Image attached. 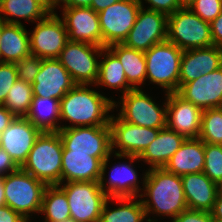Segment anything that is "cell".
<instances>
[{
    "instance_id": "1",
    "label": "cell",
    "mask_w": 222,
    "mask_h": 222,
    "mask_svg": "<svg viewBox=\"0 0 222 222\" xmlns=\"http://www.w3.org/2000/svg\"><path fill=\"white\" fill-rule=\"evenodd\" d=\"M144 195L150 199H141L146 217L149 213L171 216L172 220L187 210V202L181 176L166 171L164 168H149L143 178Z\"/></svg>"
},
{
    "instance_id": "2",
    "label": "cell",
    "mask_w": 222,
    "mask_h": 222,
    "mask_svg": "<svg viewBox=\"0 0 222 222\" xmlns=\"http://www.w3.org/2000/svg\"><path fill=\"white\" fill-rule=\"evenodd\" d=\"M115 101L103 96L88 85H75L60 100V119L72 122L73 126H105L110 125L109 111L117 108Z\"/></svg>"
},
{
    "instance_id": "3",
    "label": "cell",
    "mask_w": 222,
    "mask_h": 222,
    "mask_svg": "<svg viewBox=\"0 0 222 222\" xmlns=\"http://www.w3.org/2000/svg\"><path fill=\"white\" fill-rule=\"evenodd\" d=\"M63 143L58 132H42L20 167L46 185L61 184Z\"/></svg>"
},
{
    "instance_id": "4",
    "label": "cell",
    "mask_w": 222,
    "mask_h": 222,
    "mask_svg": "<svg viewBox=\"0 0 222 222\" xmlns=\"http://www.w3.org/2000/svg\"><path fill=\"white\" fill-rule=\"evenodd\" d=\"M167 41L183 51L213 46L210 23L190 8H180L168 15Z\"/></svg>"
},
{
    "instance_id": "5",
    "label": "cell",
    "mask_w": 222,
    "mask_h": 222,
    "mask_svg": "<svg viewBox=\"0 0 222 222\" xmlns=\"http://www.w3.org/2000/svg\"><path fill=\"white\" fill-rule=\"evenodd\" d=\"M46 184L19 168L4 177L6 205L29 221V213H40Z\"/></svg>"
},
{
    "instance_id": "6",
    "label": "cell",
    "mask_w": 222,
    "mask_h": 222,
    "mask_svg": "<svg viewBox=\"0 0 222 222\" xmlns=\"http://www.w3.org/2000/svg\"><path fill=\"white\" fill-rule=\"evenodd\" d=\"M182 54L183 50L169 41L153 45L144 52L146 79L166 89V94L177 92Z\"/></svg>"
},
{
    "instance_id": "7",
    "label": "cell",
    "mask_w": 222,
    "mask_h": 222,
    "mask_svg": "<svg viewBox=\"0 0 222 222\" xmlns=\"http://www.w3.org/2000/svg\"><path fill=\"white\" fill-rule=\"evenodd\" d=\"M59 186L66 193L72 219L76 222H99L108 199L99 182L70 181Z\"/></svg>"
},
{
    "instance_id": "8",
    "label": "cell",
    "mask_w": 222,
    "mask_h": 222,
    "mask_svg": "<svg viewBox=\"0 0 222 222\" xmlns=\"http://www.w3.org/2000/svg\"><path fill=\"white\" fill-rule=\"evenodd\" d=\"M103 48L68 40L57 59L67 69L76 85H92L98 79L97 58L103 55ZM95 55H98L97 58Z\"/></svg>"
},
{
    "instance_id": "9",
    "label": "cell",
    "mask_w": 222,
    "mask_h": 222,
    "mask_svg": "<svg viewBox=\"0 0 222 222\" xmlns=\"http://www.w3.org/2000/svg\"><path fill=\"white\" fill-rule=\"evenodd\" d=\"M58 133L66 150L93 153L101 162L112 155L110 125L66 127Z\"/></svg>"
},
{
    "instance_id": "10",
    "label": "cell",
    "mask_w": 222,
    "mask_h": 222,
    "mask_svg": "<svg viewBox=\"0 0 222 222\" xmlns=\"http://www.w3.org/2000/svg\"><path fill=\"white\" fill-rule=\"evenodd\" d=\"M144 91L133 89L121 96L120 112L118 116L127 123L141 127L163 129L166 127L167 106H157L151 97Z\"/></svg>"
},
{
    "instance_id": "11",
    "label": "cell",
    "mask_w": 222,
    "mask_h": 222,
    "mask_svg": "<svg viewBox=\"0 0 222 222\" xmlns=\"http://www.w3.org/2000/svg\"><path fill=\"white\" fill-rule=\"evenodd\" d=\"M140 8L137 0H120L98 12L102 47L123 43L127 39Z\"/></svg>"
},
{
    "instance_id": "12",
    "label": "cell",
    "mask_w": 222,
    "mask_h": 222,
    "mask_svg": "<svg viewBox=\"0 0 222 222\" xmlns=\"http://www.w3.org/2000/svg\"><path fill=\"white\" fill-rule=\"evenodd\" d=\"M30 34V54L41 59L58 58L68 41L65 24L56 13L38 21Z\"/></svg>"
},
{
    "instance_id": "13",
    "label": "cell",
    "mask_w": 222,
    "mask_h": 222,
    "mask_svg": "<svg viewBox=\"0 0 222 222\" xmlns=\"http://www.w3.org/2000/svg\"><path fill=\"white\" fill-rule=\"evenodd\" d=\"M167 18L162 12L140 8L127 39V47L148 51L153 45L167 41Z\"/></svg>"
},
{
    "instance_id": "14",
    "label": "cell",
    "mask_w": 222,
    "mask_h": 222,
    "mask_svg": "<svg viewBox=\"0 0 222 222\" xmlns=\"http://www.w3.org/2000/svg\"><path fill=\"white\" fill-rule=\"evenodd\" d=\"M112 153L139 156L152 143L160 129L141 127L123 121L119 116L110 117Z\"/></svg>"
},
{
    "instance_id": "15",
    "label": "cell",
    "mask_w": 222,
    "mask_h": 222,
    "mask_svg": "<svg viewBox=\"0 0 222 222\" xmlns=\"http://www.w3.org/2000/svg\"><path fill=\"white\" fill-rule=\"evenodd\" d=\"M76 84L57 58L42 59V65L32 83L33 97L61 100Z\"/></svg>"
},
{
    "instance_id": "16",
    "label": "cell",
    "mask_w": 222,
    "mask_h": 222,
    "mask_svg": "<svg viewBox=\"0 0 222 222\" xmlns=\"http://www.w3.org/2000/svg\"><path fill=\"white\" fill-rule=\"evenodd\" d=\"M41 133L26 117H15L1 133L0 147L21 167Z\"/></svg>"
},
{
    "instance_id": "17",
    "label": "cell",
    "mask_w": 222,
    "mask_h": 222,
    "mask_svg": "<svg viewBox=\"0 0 222 222\" xmlns=\"http://www.w3.org/2000/svg\"><path fill=\"white\" fill-rule=\"evenodd\" d=\"M166 96V127L185 138H198L203 111L177 92L168 93Z\"/></svg>"
},
{
    "instance_id": "18",
    "label": "cell",
    "mask_w": 222,
    "mask_h": 222,
    "mask_svg": "<svg viewBox=\"0 0 222 222\" xmlns=\"http://www.w3.org/2000/svg\"><path fill=\"white\" fill-rule=\"evenodd\" d=\"M68 40L102 47V32L98 13L90 7L62 8Z\"/></svg>"
},
{
    "instance_id": "19",
    "label": "cell",
    "mask_w": 222,
    "mask_h": 222,
    "mask_svg": "<svg viewBox=\"0 0 222 222\" xmlns=\"http://www.w3.org/2000/svg\"><path fill=\"white\" fill-rule=\"evenodd\" d=\"M177 93L202 111L217 108L222 101V66L183 84Z\"/></svg>"
},
{
    "instance_id": "20",
    "label": "cell",
    "mask_w": 222,
    "mask_h": 222,
    "mask_svg": "<svg viewBox=\"0 0 222 222\" xmlns=\"http://www.w3.org/2000/svg\"><path fill=\"white\" fill-rule=\"evenodd\" d=\"M221 66V47L213 45L183 51L180 63L179 88L183 84L196 80L201 75L213 72Z\"/></svg>"
},
{
    "instance_id": "21",
    "label": "cell",
    "mask_w": 222,
    "mask_h": 222,
    "mask_svg": "<svg viewBox=\"0 0 222 222\" xmlns=\"http://www.w3.org/2000/svg\"><path fill=\"white\" fill-rule=\"evenodd\" d=\"M185 137L167 127L160 129L156 139L139 155L114 154L118 158H128L130 163L143 160L150 168H163L172 155L181 147Z\"/></svg>"
},
{
    "instance_id": "22",
    "label": "cell",
    "mask_w": 222,
    "mask_h": 222,
    "mask_svg": "<svg viewBox=\"0 0 222 222\" xmlns=\"http://www.w3.org/2000/svg\"><path fill=\"white\" fill-rule=\"evenodd\" d=\"M184 196L190 210L211 212L218 195V186L204 172L181 176Z\"/></svg>"
},
{
    "instance_id": "23",
    "label": "cell",
    "mask_w": 222,
    "mask_h": 222,
    "mask_svg": "<svg viewBox=\"0 0 222 222\" xmlns=\"http://www.w3.org/2000/svg\"><path fill=\"white\" fill-rule=\"evenodd\" d=\"M102 162L93 153H80L63 147L61 185L63 181L99 182Z\"/></svg>"
},
{
    "instance_id": "24",
    "label": "cell",
    "mask_w": 222,
    "mask_h": 222,
    "mask_svg": "<svg viewBox=\"0 0 222 222\" xmlns=\"http://www.w3.org/2000/svg\"><path fill=\"white\" fill-rule=\"evenodd\" d=\"M110 156H108L101 166V177L99 180V185L108 198H122V197H139V185L137 179L136 170L133 169L131 164H120L112 168L110 178L105 186L104 180L105 172L107 169L108 161Z\"/></svg>"
},
{
    "instance_id": "25",
    "label": "cell",
    "mask_w": 222,
    "mask_h": 222,
    "mask_svg": "<svg viewBox=\"0 0 222 222\" xmlns=\"http://www.w3.org/2000/svg\"><path fill=\"white\" fill-rule=\"evenodd\" d=\"M204 163V142L200 138H186L163 168L170 173L183 176L203 172Z\"/></svg>"
},
{
    "instance_id": "26",
    "label": "cell",
    "mask_w": 222,
    "mask_h": 222,
    "mask_svg": "<svg viewBox=\"0 0 222 222\" xmlns=\"http://www.w3.org/2000/svg\"><path fill=\"white\" fill-rule=\"evenodd\" d=\"M30 34L23 24H10L3 21L1 34V62L16 63L30 55Z\"/></svg>"
},
{
    "instance_id": "27",
    "label": "cell",
    "mask_w": 222,
    "mask_h": 222,
    "mask_svg": "<svg viewBox=\"0 0 222 222\" xmlns=\"http://www.w3.org/2000/svg\"><path fill=\"white\" fill-rule=\"evenodd\" d=\"M123 66L127 82L133 89H139L146 80L147 65L143 51L127 47L123 43L107 47Z\"/></svg>"
},
{
    "instance_id": "28",
    "label": "cell",
    "mask_w": 222,
    "mask_h": 222,
    "mask_svg": "<svg viewBox=\"0 0 222 222\" xmlns=\"http://www.w3.org/2000/svg\"><path fill=\"white\" fill-rule=\"evenodd\" d=\"M26 118L42 132H58L61 129V125L57 124L60 120V100L33 97Z\"/></svg>"
},
{
    "instance_id": "29",
    "label": "cell",
    "mask_w": 222,
    "mask_h": 222,
    "mask_svg": "<svg viewBox=\"0 0 222 222\" xmlns=\"http://www.w3.org/2000/svg\"><path fill=\"white\" fill-rule=\"evenodd\" d=\"M0 15L5 23L22 24L19 19H12L6 15L13 16L27 21H41L50 12L37 0H2L0 4Z\"/></svg>"
},
{
    "instance_id": "30",
    "label": "cell",
    "mask_w": 222,
    "mask_h": 222,
    "mask_svg": "<svg viewBox=\"0 0 222 222\" xmlns=\"http://www.w3.org/2000/svg\"><path fill=\"white\" fill-rule=\"evenodd\" d=\"M104 58L99 61L98 79L95 85L122 89L124 95L133 88L128 84L122 64L118 58L107 48H103Z\"/></svg>"
},
{
    "instance_id": "31",
    "label": "cell",
    "mask_w": 222,
    "mask_h": 222,
    "mask_svg": "<svg viewBox=\"0 0 222 222\" xmlns=\"http://www.w3.org/2000/svg\"><path fill=\"white\" fill-rule=\"evenodd\" d=\"M116 200L121 204L115 209H108V201ZM136 197L108 198L105 202L99 222H143L146 220V213L141 199L135 200Z\"/></svg>"
},
{
    "instance_id": "32",
    "label": "cell",
    "mask_w": 222,
    "mask_h": 222,
    "mask_svg": "<svg viewBox=\"0 0 222 222\" xmlns=\"http://www.w3.org/2000/svg\"><path fill=\"white\" fill-rule=\"evenodd\" d=\"M40 213L45 215V222H61L71 218L65 191L59 185H47Z\"/></svg>"
},
{
    "instance_id": "33",
    "label": "cell",
    "mask_w": 222,
    "mask_h": 222,
    "mask_svg": "<svg viewBox=\"0 0 222 222\" xmlns=\"http://www.w3.org/2000/svg\"><path fill=\"white\" fill-rule=\"evenodd\" d=\"M32 100V84L18 79L10 89L2 105L16 117H26Z\"/></svg>"
},
{
    "instance_id": "34",
    "label": "cell",
    "mask_w": 222,
    "mask_h": 222,
    "mask_svg": "<svg viewBox=\"0 0 222 222\" xmlns=\"http://www.w3.org/2000/svg\"><path fill=\"white\" fill-rule=\"evenodd\" d=\"M198 138L204 143L222 145V113L217 108L202 112Z\"/></svg>"
},
{
    "instance_id": "35",
    "label": "cell",
    "mask_w": 222,
    "mask_h": 222,
    "mask_svg": "<svg viewBox=\"0 0 222 222\" xmlns=\"http://www.w3.org/2000/svg\"><path fill=\"white\" fill-rule=\"evenodd\" d=\"M203 172L216 184L222 179V145L204 143Z\"/></svg>"
},
{
    "instance_id": "36",
    "label": "cell",
    "mask_w": 222,
    "mask_h": 222,
    "mask_svg": "<svg viewBox=\"0 0 222 222\" xmlns=\"http://www.w3.org/2000/svg\"><path fill=\"white\" fill-rule=\"evenodd\" d=\"M42 65V59L35 55L21 58L15 63L18 79L32 84Z\"/></svg>"
},
{
    "instance_id": "37",
    "label": "cell",
    "mask_w": 222,
    "mask_h": 222,
    "mask_svg": "<svg viewBox=\"0 0 222 222\" xmlns=\"http://www.w3.org/2000/svg\"><path fill=\"white\" fill-rule=\"evenodd\" d=\"M189 8L204 21L211 23L222 12V0H196Z\"/></svg>"
},
{
    "instance_id": "38",
    "label": "cell",
    "mask_w": 222,
    "mask_h": 222,
    "mask_svg": "<svg viewBox=\"0 0 222 222\" xmlns=\"http://www.w3.org/2000/svg\"><path fill=\"white\" fill-rule=\"evenodd\" d=\"M18 80L14 63H0V105H2L14 83Z\"/></svg>"
},
{
    "instance_id": "39",
    "label": "cell",
    "mask_w": 222,
    "mask_h": 222,
    "mask_svg": "<svg viewBox=\"0 0 222 222\" xmlns=\"http://www.w3.org/2000/svg\"><path fill=\"white\" fill-rule=\"evenodd\" d=\"M143 8L142 0H137ZM151 6H148V10L158 11L166 14L167 16L180 9L178 0H145Z\"/></svg>"
},
{
    "instance_id": "40",
    "label": "cell",
    "mask_w": 222,
    "mask_h": 222,
    "mask_svg": "<svg viewBox=\"0 0 222 222\" xmlns=\"http://www.w3.org/2000/svg\"><path fill=\"white\" fill-rule=\"evenodd\" d=\"M211 212L187 209L175 217L172 222H212Z\"/></svg>"
},
{
    "instance_id": "41",
    "label": "cell",
    "mask_w": 222,
    "mask_h": 222,
    "mask_svg": "<svg viewBox=\"0 0 222 222\" xmlns=\"http://www.w3.org/2000/svg\"><path fill=\"white\" fill-rule=\"evenodd\" d=\"M20 167L14 162V160L10 157L9 153L0 147V176L5 177L6 172L12 173L18 170Z\"/></svg>"
},
{
    "instance_id": "42",
    "label": "cell",
    "mask_w": 222,
    "mask_h": 222,
    "mask_svg": "<svg viewBox=\"0 0 222 222\" xmlns=\"http://www.w3.org/2000/svg\"><path fill=\"white\" fill-rule=\"evenodd\" d=\"M213 45L222 48V12L210 23Z\"/></svg>"
},
{
    "instance_id": "43",
    "label": "cell",
    "mask_w": 222,
    "mask_h": 222,
    "mask_svg": "<svg viewBox=\"0 0 222 222\" xmlns=\"http://www.w3.org/2000/svg\"><path fill=\"white\" fill-rule=\"evenodd\" d=\"M0 222H28V220L9 206L4 205L0 207Z\"/></svg>"
},
{
    "instance_id": "44",
    "label": "cell",
    "mask_w": 222,
    "mask_h": 222,
    "mask_svg": "<svg viewBox=\"0 0 222 222\" xmlns=\"http://www.w3.org/2000/svg\"><path fill=\"white\" fill-rule=\"evenodd\" d=\"M15 115L0 105V133H2L15 119Z\"/></svg>"
},
{
    "instance_id": "45",
    "label": "cell",
    "mask_w": 222,
    "mask_h": 222,
    "mask_svg": "<svg viewBox=\"0 0 222 222\" xmlns=\"http://www.w3.org/2000/svg\"><path fill=\"white\" fill-rule=\"evenodd\" d=\"M63 2V3H62ZM92 0H58V5L63 4V8L70 7H90Z\"/></svg>"
},
{
    "instance_id": "46",
    "label": "cell",
    "mask_w": 222,
    "mask_h": 222,
    "mask_svg": "<svg viewBox=\"0 0 222 222\" xmlns=\"http://www.w3.org/2000/svg\"><path fill=\"white\" fill-rule=\"evenodd\" d=\"M211 214L214 219L222 220V191L218 192Z\"/></svg>"
},
{
    "instance_id": "47",
    "label": "cell",
    "mask_w": 222,
    "mask_h": 222,
    "mask_svg": "<svg viewBox=\"0 0 222 222\" xmlns=\"http://www.w3.org/2000/svg\"><path fill=\"white\" fill-rule=\"evenodd\" d=\"M118 1L120 0H92L90 8L98 13Z\"/></svg>"
},
{
    "instance_id": "48",
    "label": "cell",
    "mask_w": 222,
    "mask_h": 222,
    "mask_svg": "<svg viewBox=\"0 0 222 222\" xmlns=\"http://www.w3.org/2000/svg\"><path fill=\"white\" fill-rule=\"evenodd\" d=\"M41 3L50 13H55V9L58 5V0H37Z\"/></svg>"
},
{
    "instance_id": "49",
    "label": "cell",
    "mask_w": 222,
    "mask_h": 222,
    "mask_svg": "<svg viewBox=\"0 0 222 222\" xmlns=\"http://www.w3.org/2000/svg\"><path fill=\"white\" fill-rule=\"evenodd\" d=\"M6 205V199L4 194V177L0 176V207Z\"/></svg>"
},
{
    "instance_id": "50",
    "label": "cell",
    "mask_w": 222,
    "mask_h": 222,
    "mask_svg": "<svg viewBox=\"0 0 222 222\" xmlns=\"http://www.w3.org/2000/svg\"><path fill=\"white\" fill-rule=\"evenodd\" d=\"M196 0H178L181 8H189Z\"/></svg>"
},
{
    "instance_id": "51",
    "label": "cell",
    "mask_w": 222,
    "mask_h": 222,
    "mask_svg": "<svg viewBox=\"0 0 222 222\" xmlns=\"http://www.w3.org/2000/svg\"><path fill=\"white\" fill-rule=\"evenodd\" d=\"M2 28H3V20L0 19V37H1V34H2ZM0 45H1V39H0ZM0 63H1V53H0Z\"/></svg>"
},
{
    "instance_id": "52",
    "label": "cell",
    "mask_w": 222,
    "mask_h": 222,
    "mask_svg": "<svg viewBox=\"0 0 222 222\" xmlns=\"http://www.w3.org/2000/svg\"><path fill=\"white\" fill-rule=\"evenodd\" d=\"M218 186V190L222 191V179L220 180V182L217 184Z\"/></svg>"
},
{
    "instance_id": "53",
    "label": "cell",
    "mask_w": 222,
    "mask_h": 222,
    "mask_svg": "<svg viewBox=\"0 0 222 222\" xmlns=\"http://www.w3.org/2000/svg\"><path fill=\"white\" fill-rule=\"evenodd\" d=\"M61 222H76V221L72 218H69V219L63 220Z\"/></svg>"
},
{
    "instance_id": "54",
    "label": "cell",
    "mask_w": 222,
    "mask_h": 222,
    "mask_svg": "<svg viewBox=\"0 0 222 222\" xmlns=\"http://www.w3.org/2000/svg\"><path fill=\"white\" fill-rule=\"evenodd\" d=\"M217 109L222 113V101L220 102L219 106L217 107Z\"/></svg>"
},
{
    "instance_id": "55",
    "label": "cell",
    "mask_w": 222,
    "mask_h": 222,
    "mask_svg": "<svg viewBox=\"0 0 222 222\" xmlns=\"http://www.w3.org/2000/svg\"><path fill=\"white\" fill-rule=\"evenodd\" d=\"M212 222H222V220L214 219V218H213V221H212Z\"/></svg>"
},
{
    "instance_id": "56",
    "label": "cell",
    "mask_w": 222,
    "mask_h": 222,
    "mask_svg": "<svg viewBox=\"0 0 222 222\" xmlns=\"http://www.w3.org/2000/svg\"><path fill=\"white\" fill-rule=\"evenodd\" d=\"M147 222H156V220L150 219V217L147 219Z\"/></svg>"
}]
</instances>
